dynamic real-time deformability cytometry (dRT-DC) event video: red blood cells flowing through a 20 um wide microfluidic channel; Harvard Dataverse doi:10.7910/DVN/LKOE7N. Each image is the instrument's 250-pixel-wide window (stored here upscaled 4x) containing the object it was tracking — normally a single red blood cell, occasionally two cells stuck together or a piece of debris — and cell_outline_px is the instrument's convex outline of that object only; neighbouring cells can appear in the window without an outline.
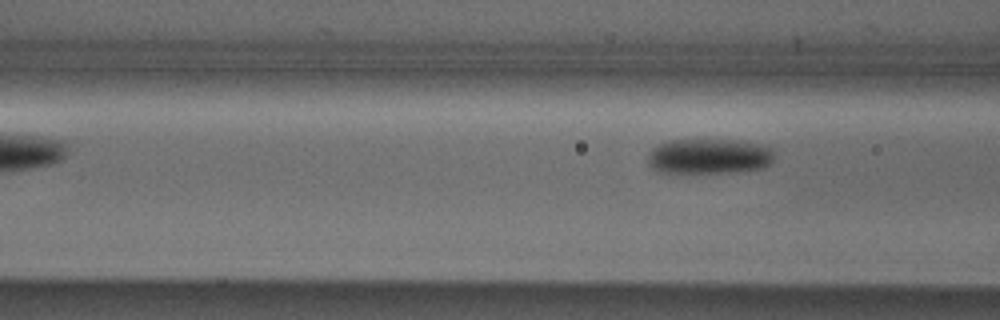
{"species": "Egyptian fruit bat (a non-hibernating species)", "species_latin": "Rousettus aegyptiacus", "temperature_condition": "cold", "stored_images_in_passage": 3, "camera_frame_rate_fps": 3000, "um_per_image_px": 0.085, "animal": {"sex": "male"}, "frame": {"image": 1, "passage_image": 3, "time_ms": 2.667, "image_size_px": [1000, 320], "cell_outline_px": [[772, 160], [764, 168], [736, 172], [660, 172], [652, 168], [648, 164], [648, 152], [652, 148], [668, 140], [740, 140], [772, 148]], "centroid_in_image_um": [60.24, 13.28], "position_along_channel_um": 106.4, "area_um2": 25.84}}